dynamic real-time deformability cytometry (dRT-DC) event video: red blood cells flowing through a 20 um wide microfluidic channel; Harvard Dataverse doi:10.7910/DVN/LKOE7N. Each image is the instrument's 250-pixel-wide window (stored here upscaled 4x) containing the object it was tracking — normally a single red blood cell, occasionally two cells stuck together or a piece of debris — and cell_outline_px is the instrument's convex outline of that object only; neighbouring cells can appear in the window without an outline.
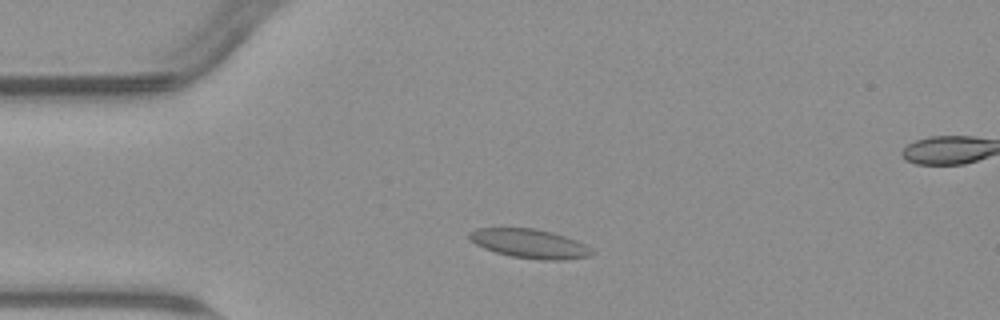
{"species": "common noctule bat (a hibernating species)", "species_latin": "Nyctalus noctula", "temperature_condition": "warm", "stored_images_in_passage": 52, "segment_of_instrument_passage": [1, 2], "camera_frame_rate_fps": 3000, "um_per_image_px": 0.085, "animal": {"sex": "male", "body_mass_g": 23.1, "forearm_length_mm": 52.7}, "frame": {"image": 1, "passage_image": 9, "time_ms": 2.667, "image_size_px": [1000, 320], "cell_outline_px": [[596, 252], [588, 256], [564, 260], [544, 260], [512, 256], [496, 252], [484, 248], [476, 244], [468, 236], [468, 232], [476, 228], [532, 228], [552, 232], [576, 240], [592, 248]], "centroid_in_image_um": [45.03, 20.7], "position_along_channel_um": 40.0, "area_um2": 20.63}}
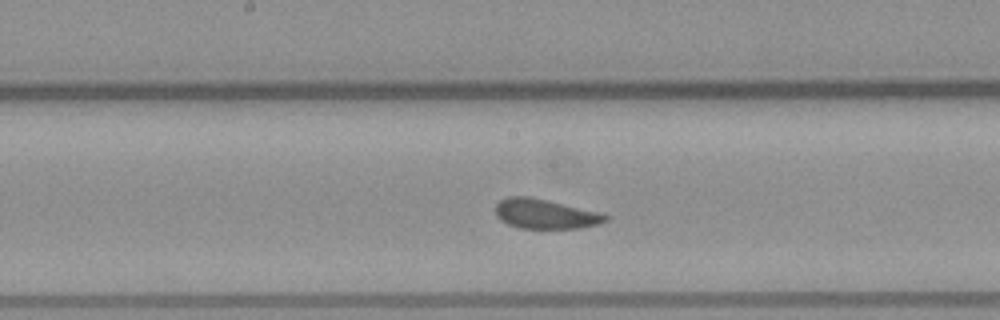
{"frame": {"image": 2, "passage_image": 24, "time_ms": 7.667, "image_size_px": [1000, 320], "cell_outline_px": [[608, 220], [600, 224], [580, 228], [520, 228], [508, 224], [500, 220], [496, 216], [496, 204], [500, 200], [508, 196], [532, 196], [604, 212], [608, 216]], "centroid_in_image_um": [46.4, 18.16], "position_along_channel_um": 201.8, "area_um2": 19.48}}
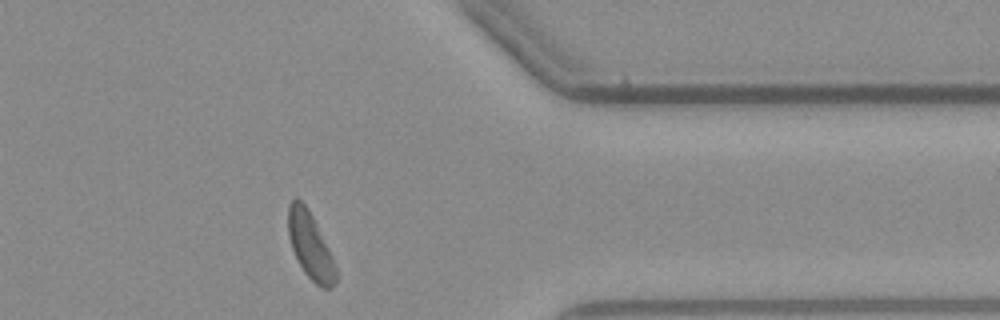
{"frame": {"image": 3, "passage_image": 40, "time_ms": 13.0, "image_size_px": [1000, 320], "cell_outline_px": [[336, 280], [332, 288], [320, 288], [304, 272], [292, 248], [288, 236], [288, 204], [296, 196], [308, 208], [332, 256], [336, 268]], "centroid_in_image_um": [26.36, 20.88], "position_along_channel_um": 385.0, "area_um2": 18.21}}